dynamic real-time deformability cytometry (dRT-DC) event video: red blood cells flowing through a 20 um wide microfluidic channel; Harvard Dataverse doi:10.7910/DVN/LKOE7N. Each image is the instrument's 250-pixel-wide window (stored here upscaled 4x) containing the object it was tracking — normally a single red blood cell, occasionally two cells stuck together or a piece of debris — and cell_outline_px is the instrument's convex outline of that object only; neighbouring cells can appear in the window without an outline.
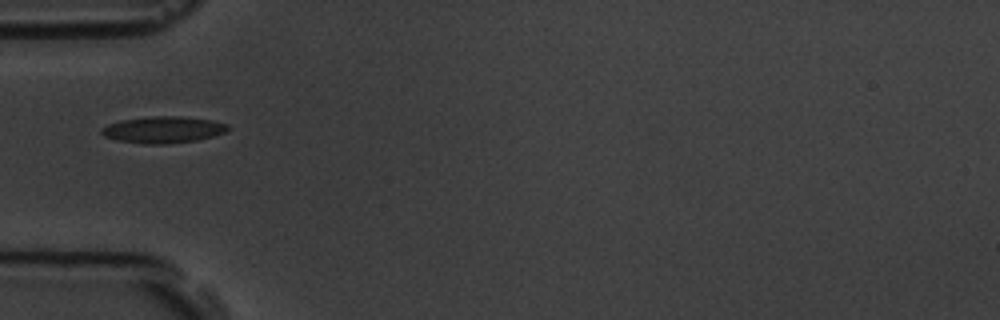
{"species": "common noctule bat (a hibernating species)", "species_latin": "Nyctalus noctula", "temperature_condition": "room temperature", "stored_images_in_passage": 3, "camera_frame_rate_fps": 3000, "um_per_image_px": 0.085, "animal": {"sex": "male", "body_mass_g": 19.5, "forearm_length_mm": 54.6}, "frame": {"image": 1, "passage_image": 1, "time_ms": 0.0, "image_size_px": [1000, 320], "cell_outline_px": [[232, 128], [224, 132], [212, 136], [196, 140], [164, 144], [144, 144], [116, 140], [104, 136], [100, 132], [100, 128], [108, 124], [120, 120], [152, 116], [180, 116], [212, 120], [228, 124]], "centroid_in_image_um": [13.85, 11.02], "position_along_channel_um": 71.2, "area_um2": 19.65}}
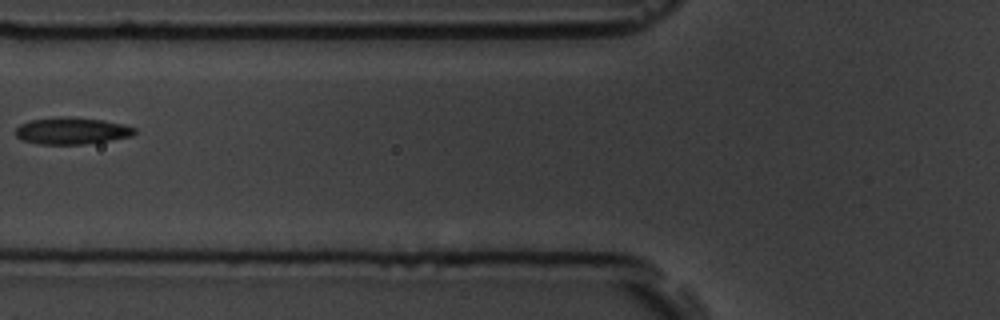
{"frame": {"image": 2, "passage_image": 2, "time_ms": 1.333, "image_size_px": [1000, 320], "cell_outline_px": [[136, 132], [132, 136], [84, 144], [40, 144], [24, 140], [16, 136], [16, 128], [20, 124], [32, 120], [64, 116], [72, 116], [104, 120], [124, 124], [136, 128]], "centroid_in_image_um": [6.13, 11.11], "position_along_channel_um": 119.7, "area_um2": 18.55}}
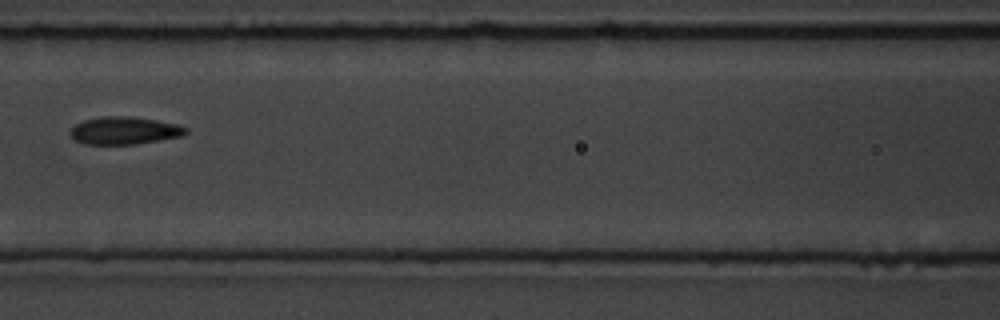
{"frame": {"image": 3, "passage_image": 3, "time_ms": 2.333, "image_size_px": [1000, 320], "cell_outline_px": [[188, 132], [180, 136], [132, 144], [84, 144], [76, 140], [72, 136], [72, 128], [76, 124], [84, 120], [100, 116], [128, 116], [156, 120], [176, 124], [188, 128]], "centroid_in_image_um": [10.56, 11.08], "position_along_channel_um": 156.0, "area_um2": 18.21}}